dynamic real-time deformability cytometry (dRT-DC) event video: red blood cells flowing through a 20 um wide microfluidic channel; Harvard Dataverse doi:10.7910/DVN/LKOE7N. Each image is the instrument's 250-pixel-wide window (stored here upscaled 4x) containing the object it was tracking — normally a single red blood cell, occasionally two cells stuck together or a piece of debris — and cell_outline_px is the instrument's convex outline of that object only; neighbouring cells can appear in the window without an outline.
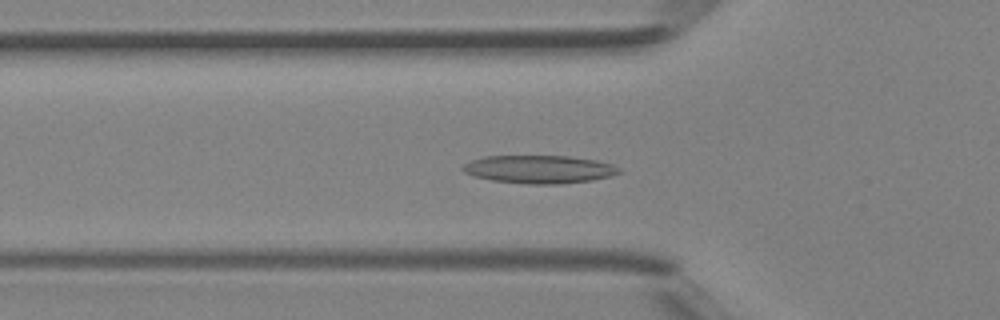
{"species": "Egyptian fruit bat (a non-hibernating species)", "species_latin": "Rousettus aegyptiacus", "temperature_condition": "room temperature", "stored_images_in_passage": 42, "camera_frame_rate_fps": 3000, "um_per_image_px": 0.085, "animal": {"sex": "female"}, "frame": {"image": 1, "passage_image": 14, "time_ms": 4.333, "image_size_px": [1000, 320], "cell_outline_px": [[620, 172], [608, 176], [592, 180], [556, 184], [528, 184], [492, 180], [476, 176], [464, 172], [460, 168], [464, 164], [472, 160], [484, 156], [568, 156], [596, 160], [612, 164], [620, 168]], "centroid_in_image_um": [45.81, 14.38], "position_along_channel_um": 80.0, "area_um2": 25.32}}
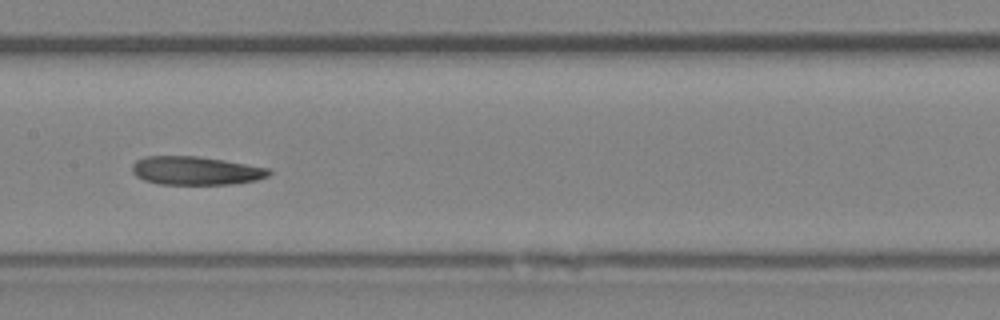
{"frame": {"image": 2, "passage_image": 21, "time_ms": 6.667, "image_size_px": [1000, 320], "cell_outline_px": [[272, 172], [268, 176], [256, 180], [232, 184], [160, 184], [144, 180], [136, 176], [132, 172], [132, 164], [136, 160], [144, 156], [196, 156], [224, 160], [268, 168]], "centroid_in_image_um": [16.61, 14.5], "position_along_channel_um": 190.8, "area_um2": 22.66}}
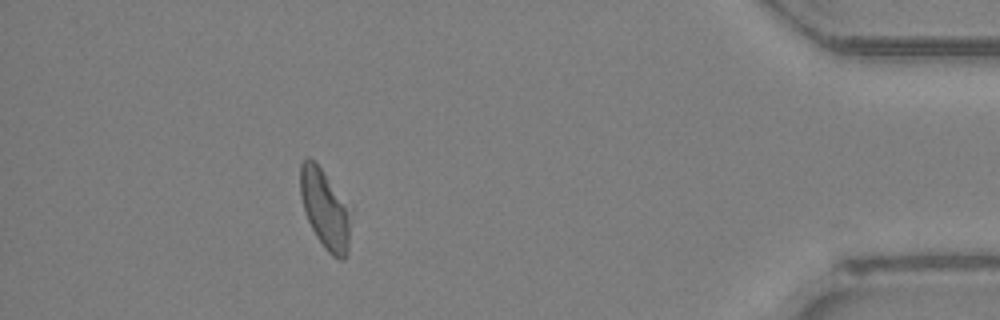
{"frame": {"image": 3, "passage_image": 38, "time_ms": 12.333, "image_size_px": [1000, 320], "cell_outline_px": [[352, 208], [348, 252], [344, 260], [340, 260], [332, 256], [324, 248], [316, 236], [308, 220], [300, 196], [300, 164], [304, 156], [308, 156], [324, 172]], "centroid_in_image_um": [27.66, 17.78], "position_along_channel_um": 407.5, "area_um2": 23.7}}